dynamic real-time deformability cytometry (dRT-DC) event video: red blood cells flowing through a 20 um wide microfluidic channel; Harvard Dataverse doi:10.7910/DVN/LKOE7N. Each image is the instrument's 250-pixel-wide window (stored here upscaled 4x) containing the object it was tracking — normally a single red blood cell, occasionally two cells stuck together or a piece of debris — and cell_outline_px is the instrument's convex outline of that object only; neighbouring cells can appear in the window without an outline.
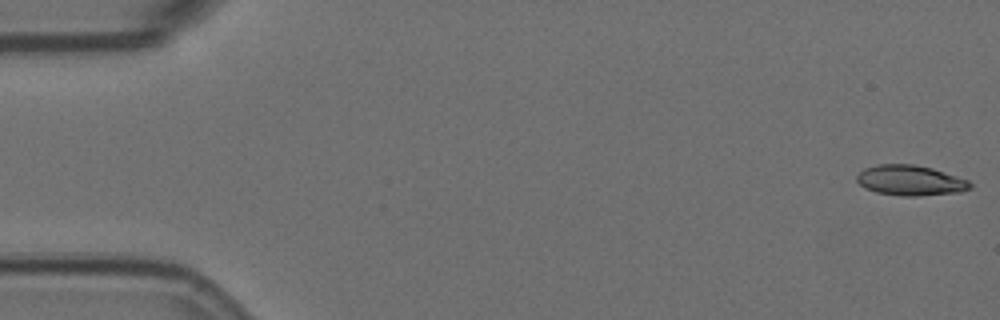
{"species": "Egyptian fruit bat (a non-hibernating species)", "species_latin": "Rousettus aegyptiacus", "temperature_condition": "room temperature", "stored_images_in_passage": 56, "camera_frame_rate_fps": 3000, "um_per_image_px": 0.085, "animal": {"sex": "female"}, "frame": {"image": 1, "passage_image": 1, "time_ms": 0.0, "image_size_px": [1000, 320], "cell_outline_px": [[972, 188], [960, 192], [916, 196], [904, 196], [876, 192], [864, 188], [856, 180], [856, 176], [864, 168], [876, 164], [912, 164], [932, 168], [968, 180], [972, 184]], "centroid_in_image_um": [77.36, 15.33], "position_along_channel_um": 7.6, "area_um2": 20.0}}
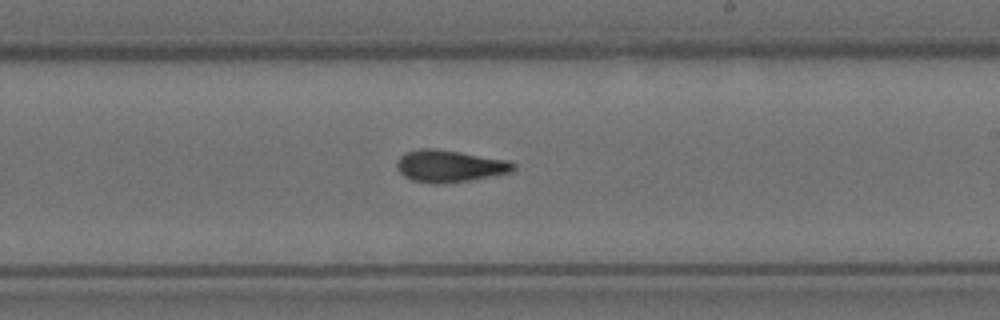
{"frame": {"image": 2, "passage_image": 33, "time_ms": 10.667, "image_size_px": [1000, 320], "cell_outline_px": [[516, 168], [512, 172], [468, 180], [436, 184], [412, 180], [404, 176], [396, 168], [396, 164], [400, 156], [404, 152], [420, 148], [436, 148], [508, 160], [516, 164]], "centroid_in_image_um": [38.2, 14.1], "position_along_channel_um": 250.8, "area_um2": 21.73}}
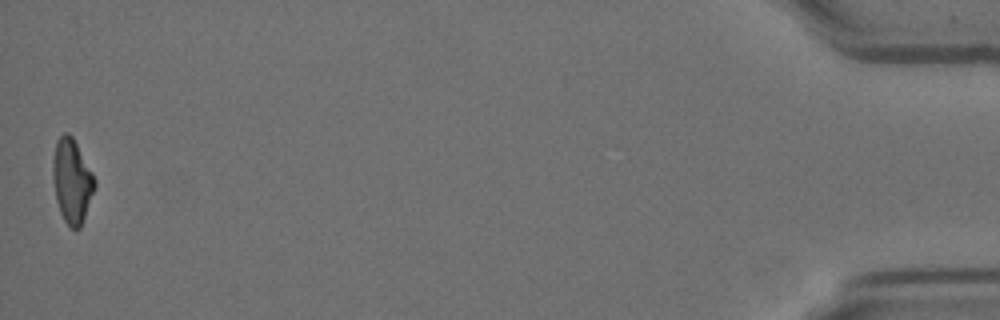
{"frame": {"image": 3, "passage_image": 56, "time_ms": 18.333, "image_size_px": [1000, 320], "cell_outline_px": [[96, 188], [80, 228], [72, 228], [64, 220], [60, 212], [56, 200], [52, 176], [52, 164], [56, 140], [64, 132], [68, 132], [72, 136], [92, 172], [96, 180]], "centroid_in_image_um": [6.11, 15.37], "position_along_channel_um": 429.1, "area_um2": 20.52}, "authors_computed_cell_mechanics": {"area_um2": 20.6635, "velocity_mm_per_s": 3.5873, "shape_relaxation_time_tau1_ms": 5.1225, "shape_relaxation_time_tau2_ms": 2.2458, "deformation_change_tau1": 0.186, "deformation_change_tau2": 0.109}}